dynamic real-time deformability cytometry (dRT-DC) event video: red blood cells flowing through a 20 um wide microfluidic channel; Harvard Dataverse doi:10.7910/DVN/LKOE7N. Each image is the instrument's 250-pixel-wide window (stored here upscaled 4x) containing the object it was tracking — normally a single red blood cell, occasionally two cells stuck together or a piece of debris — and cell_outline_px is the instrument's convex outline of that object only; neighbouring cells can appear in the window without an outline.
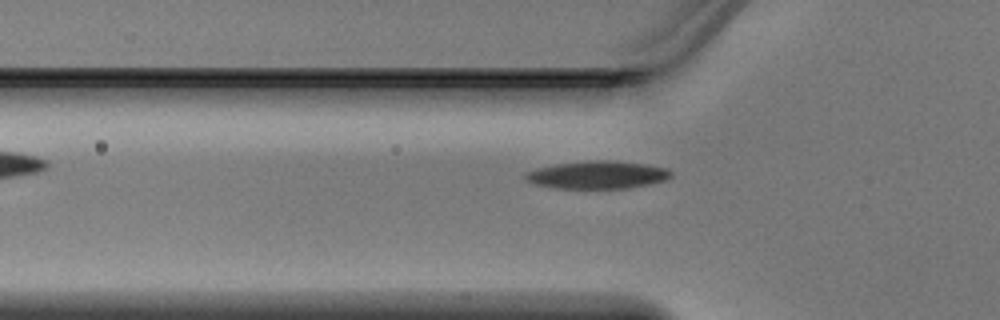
{"species": "Egyptian fruit bat (a non-hibernating species)", "species_latin": "Rousettus aegyptiacus", "temperature_condition": "warm", "stored_images_in_passage": 33, "camera_frame_rate_fps": 3000, "um_per_image_px": 0.085, "animal": {"sex": "male"}, "frame": {"image": 1, "passage_image": 4, "time_ms": 1.0, "image_size_px": [1000, 320], "cell_outline_px": [[672, 176], [664, 180], [648, 184], [628, 188], [556, 188], [536, 184], [524, 180], [524, 176], [528, 172], [540, 168], [556, 164], [588, 160], [616, 160], [648, 164], [668, 168], [672, 172]], "centroid_in_image_um": [50.83, 14.85], "position_along_channel_um": 75.0, "area_um2": 23.52}}
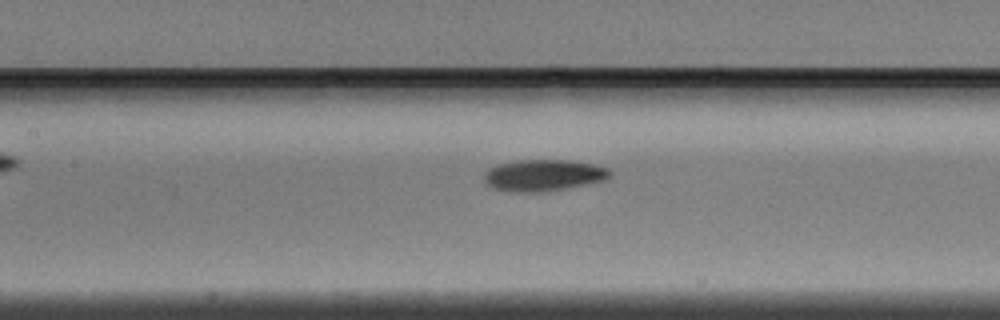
{"frame": {"image": 2, "passage_image": 10, "time_ms": 3.0, "image_size_px": [1000, 320], "cell_outline_px": [[612, 176], [608, 180], [548, 192], [508, 192], [492, 188], [484, 180], [484, 172], [488, 168], [500, 164], [520, 160], [568, 160], [592, 164], [608, 168], [612, 172]], "centroid_in_image_um": [46.22, 14.92], "position_along_channel_um": 161.2, "area_um2": 23.47}}
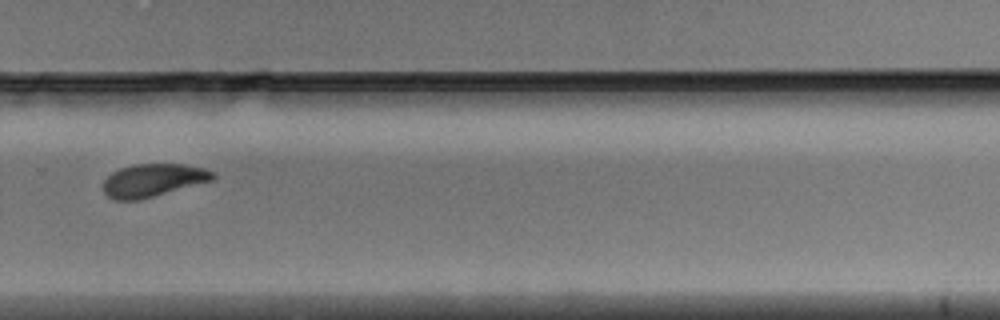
{"frame": {"image": 3, "passage_image": 21, "time_ms": 6.667, "image_size_px": [1000, 320], "cell_outline_px": [[216, 176], [212, 180], [152, 196], [136, 200], [112, 200], [104, 192], [104, 180], [112, 172], [120, 168], [136, 164], [184, 164], [204, 168], [216, 172]], "centroid_in_image_um": [13.0, 15.31], "position_along_channel_um": 316.8, "area_um2": 20.75}}